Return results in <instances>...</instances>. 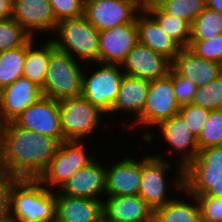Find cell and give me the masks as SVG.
Returning <instances> with one entry per match:
<instances>
[{
    "instance_id": "obj_16",
    "label": "cell",
    "mask_w": 222,
    "mask_h": 222,
    "mask_svg": "<svg viewBox=\"0 0 222 222\" xmlns=\"http://www.w3.org/2000/svg\"><path fill=\"white\" fill-rule=\"evenodd\" d=\"M138 12L128 0H103L84 7V17L99 32L133 22Z\"/></svg>"
},
{
    "instance_id": "obj_2",
    "label": "cell",
    "mask_w": 222,
    "mask_h": 222,
    "mask_svg": "<svg viewBox=\"0 0 222 222\" xmlns=\"http://www.w3.org/2000/svg\"><path fill=\"white\" fill-rule=\"evenodd\" d=\"M55 193L37 179H19L11 190L10 219L14 222H54Z\"/></svg>"
},
{
    "instance_id": "obj_42",
    "label": "cell",
    "mask_w": 222,
    "mask_h": 222,
    "mask_svg": "<svg viewBox=\"0 0 222 222\" xmlns=\"http://www.w3.org/2000/svg\"><path fill=\"white\" fill-rule=\"evenodd\" d=\"M206 8L218 12L222 15V0H205Z\"/></svg>"
},
{
    "instance_id": "obj_30",
    "label": "cell",
    "mask_w": 222,
    "mask_h": 222,
    "mask_svg": "<svg viewBox=\"0 0 222 222\" xmlns=\"http://www.w3.org/2000/svg\"><path fill=\"white\" fill-rule=\"evenodd\" d=\"M158 6L167 14L183 18L190 24L206 8L205 0H159Z\"/></svg>"
},
{
    "instance_id": "obj_7",
    "label": "cell",
    "mask_w": 222,
    "mask_h": 222,
    "mask_svg": "<svg viewBox=\"0 0 222 222\" xmlns=\"http://www.w3.org/2000/svg\"><path fill=\"white\" fill-rule=\"evenodd\" d=\"M118 66L121 65L103 63V66L88 78L82 74L81 96L104 114L112 113V106L124 75Z\"/></svg>"
},
{
    "instance_id": "obj_15",
    "label": "cell",
    "mask_w": 222,
    "mask_h": 222,
    "mask_svg": "<svg viewBox=\"0 0 222 222\" xmlns=\"http://www.w3.org/2000/svg\"><path fill=\"white\" fill-rule=\"evenodd\" d=\"M120 67H123V72L126 75L153 81L167 76L172 62L138 42L129 51Z\"/></svg>"
},
{
    "instance_id": "obj_10",
    "label": "cell",
    "mask_w": 222,
    "mask_h": 222,
    "mask_svg": "<svg viewBox=\"0 0 222 222\" xmlns=\"http://www.w3.org/2000/svg\"><path fill=\"white\" fill-rule=\"evenodd\" d=\"M160 129L164 140L168 142L171 149L179 150L182 155L179 158L177 177L174 180L175 186L181 191L184 190V168L198 155L199 149L197 138L191 133L182 116L177 113L170 119L163 121L157 126Z\"/></svg>"
},
{
    "instance_id": "obj_29",
    "label": "cell",
    "mask_w": 222,
    "mask_h": 222,
    "mask_svg": "<svg viewBox=\"0 0 222 222\" xmlns=\"http://www.w3.org/2000/svg\"><path fill=\"white\" fill-rule=\"evenodd\" d=\"M222 32V15L205 8L191 24L190 40H210Z\"/></svg>"
},
{
    "instance_id": "obj_25",
    "label": "cell",
    "mask_w": 222,
    "mask_h": 222,
    "mask_svg": "<svg viewBox=\"0 0 222 222\" xmlns=\"http://www.w3.org/2000/svg\"><path fill=\"white\" fill-rule=\"evenodd\" d=\"M33 41L34 37L26 43L23 77L42 87L45 82L50 55L56 48L52 39L39 47L40 49L34 48Z\"/></svg>"
},
{
    "instance_id": "obj_14",
    "label": "cell",
    "mask_w": 222,
    "mask_h": 222,
    "mask_svg": "<svg viewBox=\"0 0 222 222\" xmlns=\"http://www.w3.org/2000/svg\"><path fill=\"white\" fill-rule=\"evenodd\" d=\"M43 97L42 89L28 78L19 77L0 91V117L3 123L13 122L31 104Z\"/></svg>"
},
{
    "instance_id": "obj_37",
    "label": "cell",
    "mask_w": 222,
    "mask_h": 222,
    "mask_svg": "<svg viewBox=\"0 0 222 222\" xmlns=\"http://www.w3.org/2000/svg\"><path fill=\"white\" fill-rule=\"evenodd\" d=\"M201 222H222V197L195 196Z\"/></svg>"
},
{
    "instance_id": "obj_24",
    "label": "cell",
    "mask_w": 222,
    "mask_h": 222,
    "mask_svg": "<svg viewBox=\"0 0 222 222\" xmlns=\"http://www.w3.org/2000/svg\"><path fill=\"white\" fill-rule=\"evenodd\" d=\"M149 81L124 74L114 104L112 113L127 111L141 117L146 102Z\"/></svg>"
},
{
    "instance_id": "obj_31",
    "label": "cell",
    "mask_w": 222,
    "mask_h": 222,
    "mask_svg": "<svg viewBox=\"0 0 222 222\" xmlns=\"http://www.w3.org/2000/svg\"><path fill=\"white\" fill-rule=\"evenodd\" d=\"M190 104L209 111L222 109V75L208 84L197 87Z\"/></svg>"
},
{
    "instance_id": "obj_6",
    "label": "cell",
    "mask_w": 222,
    "mask_h": 222,
    "mask_svg": "<svg viewBox=\"0 0 222 222\" xmlns=\"http://www.w3.org/2000/svg\"><path fill=\"white\" fill-rule=\"evenodd\" d=\"M59 112L64 141H83L104 114L83 96L59 101Z\"/></svg>"
},
{
    "instance_id": "obj_26",
    "label": "cell",
    "mask_w": 222,
    "mask_h": 222,
    "mask_svg": "<svg viewBox=\"0 0 222 222\" xmlns=\"http://www.w3.org/2000/svg\"><path fill=\"white\" fill-rule=\"evenodd\" d=\"M195 204L173 199L154 211V222H201L200 209L195 196ZM190 203V204H189Z\"/></svg>"
},
{
    "instance_id": "obj_3",
    "label": "cell",
    "mask_w": 222,
    "mask_h": 222,
    "mask_svg": "<svg viewBox=\"0 0 222 222\" xmlns=\"http://www.w3.org/2000/svg\"><path fill=\"white\" fill-rule=\"evenodd\" d=\"M183 191L191 196L222 197V145L199 150L184 168Z\"/></svg>"
},
{
    "instance_id": "obj_33",
    "label": "cell",
    "mask_w": 222,
    "mask_h": 222,
    "mask_svg": "<svg viewBox=\"0 0 222 222\" xmlns=\"http://www.w3.org/2000/svg\"><path fill=\"white\" fill-rule=\"evenodd\" d=\"M198 149L222 145V109L209 111L208 118L197 138Z\"/></svg>"
},
{
    "instance_id": "obj_22",
    "label": "cell",
    "mask_w": 222,
    "mask_h": 222,
    "mask_svg": "<svg viewBox=\"0 0 222 222\" xmlns=\"http://www.w3.org/2000/svg\"><path fill=\"white\" fill-rule=\"evenodd\" d=\"M136 25L138 42L172 62L181 47L163 31L157 20L148 11H139Z\"/></svg>"
},
{
    "instance_id": "obj_9",
    "label": "cell",
    "mask_w": 222,
    "mask_h": 222,
    "mask_svg": "<svg viewBox=\"0 0 222 222\" xmlns=\"http://www.w3.org/2000/svg\"><path fill=\"white\" fill-rule=\"evenodd\" d=\"M173 89V72L163 78L149 81L147 98L141 117L135 125L156 126L179 112Z\"/></svg>"
},
{
    "instance_id": "obj_8",
    "label": "cell",
    "mask_w": 222,
    "mask_h": 222,
    "mask_svg": "<svg viewBox=\"0 0 222 222\" xmlns=\"http://www.w3.org/2000/svg\"><path fill=\"white\" fill-rule=\"evenodd\" d=\"M84 150L81 141H62L55 156L37 180L44 187L56 185L60 189L77 170L94 160Z\"/></svg>"
},
{
    "instance_id": "obj_41",
    "label": "cell",
    "mask_w": 222,
    "mask_h": 222,
    "mask_svg": "<svg viewBox=\"0 0 222 222\" xmlns=\"http://www.w3.org/2000/svg\"><path fill=\"white\" fill-rule=\"evenodd\" d=\"M130 1L139 11H147L149 8L158 5L159 0H128Z\"/></svg>"
},
{
    "instance_id": "obj_35",
    "label": "cell",
    "mask_w": 222,
    "mask_h": 222,
    "mask_svg": "<svg viewBox=\"0 0 222 222\" xmlns=\"http://www.w3.org/2000/svg\"><path fill=\"white\" fill-rule=\"evenodd\" d=\"M178 113L185 120L191 133L198 138L208 118L209 110L193 104H186L180 106Z\"/></svg>"
},
{
    "instance_id": "obj_32",
    "label": "cell",
    "mask_w": 222,
    "mask_h": 222,
    "mask_svg": "<svg viewBox=\"0 0 222 222\" xmlns=\"http://www.w3.org/2000/svg\"><path fill=\"white\" fill-rule=\"evenodd\" d=\"M32 36L13 18L0 20V52L25 45Z\"/></svg>"
},
{
    "instance_id": "obj_36",
    "label": "cell",
    "mask_w": 222,
    "mask_h": 222,
    "mask_svg": "<svg viewBox=\"0 0 222 222\" xmlns=\"http://www.w3.org/2000/svg\"><path fill=\"white\" fill-rule=\"evenodd\" d=\"M49 2L57 23L84 16L82 0H49Z\"/></svg>"
},
{
    "instance_id": "obj_11",
    "label": "cell",
    "mask_w": 222,
    "mask_h": 222,
    "mask_svg": "<svg viewBox=\"0 0 222 222\" xmlns=\"http://www.w3.org/2000/svg\"><path fill=\"white\" fill-rule=\"evenodd\" d=\"M14 122L36 134H44L56 138L60 143L64 141L62 133L59 101L42 97L31 104Z\"/></svg>"
},
{
    "instance_id": "obj_34",
    "label": "cell",
    "mask_w": 222,
    "mask_h": 222,
    "mask_svg": "<svg viewBox=\"0 0 222 222\" xmlns=\"http://www.w3.org/2000/svg\"><path fill=\"white\" fill-rule=\"evenodd\" d=\"M188 48L202 59L222 65V32L210 40H190Z\"/></svg>"
},
{
    "instance_id": "obj_40",
    "label": "cell",
    "mask_w": 222,
    "mask_h": 222,
    "mask_svg": "<svg viewBox=\"0 0 222 222\" xmlns=\"http://www.w3.org/2000/svg\"><path fill=\"white\" fill-rule=\"evenodd\" d=\"M13 0H0V20L11 19Z\"/></svg>"
},
{
    "instance_id": "obj_44",
    "label": "cell",
    "mask_w": 222,
    "mask_h": 222,
    "mask_svg": "<svg viewBox=\"0 0 222 222\" xmlns=\"http://www.w3.org/2000/svg\"><path fill=\"white\" fill-rule=\"evenodd\" d=\"M99 1H103V0H82L83 6L85 7L88 4H93Z\"/></svg>"
},
{
    "instance_id": "obj_23",
    "label": "cell",
    "mask_w": 222,
    "mask_h": 222,
    "mask_svg": "<svg viewBox=\"0 0 222 222\" xmlns=\"http://www.w3.org/2000/svg\"><path fill=\"white\" fill-rule=\"evenodd\" d=\"M172 68L191 80L197 87L208 84L222 75V65L197 56L189 48H181L172 61Z\"/></svg>"
},
{
    "instance_id": "obj_21",
    "label": "cell",
    "mask_w": 222,
    "mask_h": 222,
    "mask_svg": "<svg viewBox=\"0 0 222 222\" xmlns=\"http://www.w3.org/2000/svg\"><path fill=\"white\" fill-rule=\"evenodd\" d=\"M105 170V167L94 159L77 170L59 189L60 193L100 200L97 196L102 195L101 192L105 193Z\"/></svg>"
},
{
    "instance_id": "obj_38",
    "label": "cell",
    "mask_w": 222,
    "mask_h": 222,
    "mask_svg": "<svg viewBox=\"0 0 222 222\" xmlns=\"http://www.w3.org/2000/svg\"><path fill=\"white\" fill-rule=\"evenodd\" d=\"M174 95L179 106L190 104L197 86L188 78L178 74L172 67Z\"/></svg>"
},
{
    "instance_id": "obj_12",
    "label": "cell",
    "mask_w": 222,
    "mask_h": 222,
    "mask_svg": "<svg viewBox=\"0 0 222 222\" xmlns=\"http://www.w3.org/2000/svg\"><path fill=\"white\" fill-rule=\"evenodd\" d=\"M170 165L160 155L141 160V183L138 195L155 211L172 199L167 198L166 172Z\"/></svg>"
},
{
    "instance_id": "obj_13",
    "label": "cell",
    "mask_w": 222,
    "mask_h": 222,
    "mask_svg": "<svg viewBox=\"0 0 222 222\" xmlns=\"http://www.w3.org/2000/svg\"><path fill=\"white\" fill-rule=\"evenodd\" d=\"M138 43L136 18L133 22L99 32V64L121 65L129 51Z\"/></svg>"
},
{
    "instance_id": "obj_18",
    "label": "cell",
    "mask_w": 222,
    "mask_h": 222,
    "mask_svg": "<svg viewBox=\"0 0 222 222\" xmlns=\"http://www.w3.org/2000/svg\"><path fill=\"white\" fill-rule=\"evenodd\" d=\"M103 201L55 193V221L103 222Z\"/></svg>"
},
{
    "instance_id": "obj_39",
    "label": "cell",
    "mask_w": 222,
    "mask_h": 222,
    "mask_svg": "<svg viewBox=\"0 0 222 222\" xmlns=\"http://www.w3.org/2000/svg\"><path fill=\"white\" fill-rule=\"evenodd\" d=\"M19 179L16 177L0 176V221H12L11 213V190Z\"/></svg>"
},
{
    "instance_id": "obj_43",
    "label": "cell",
    "mask_w": 222,
    "mask_h": 222,
    "mask_svg": "<svg viewBox=\"0 0 222 222\" xmlns=\"http://www.w3.org/2000/svg\"><path fill=\"white\" fill-rule=\"evenodd\" d=\"M5 175L4 152H3V135H0V176Z\"/></svg>"
},
{
    "instance_id": "obj_45",
    "label": "cell",
    "mask_w": 222,
    "mask_h": 222,
    "mask_svg": "<svg viewBox=\"0 0 222 222\" xmlns=\"http://www.w3.org/2000/svg\"><path fill=\"white\" fill-rule=\"evenodd\" d=\"M3 125L4 123L2 122L1 117H0V135H2Z\"/></svg>"
},
{
    "instance_id": "obj_1",
    "label": "cell",
    "mask_w": 222,
    "mask_h": 222,
    "mask_svg": "<svg viewBox=\"0 0 222 222\" xmlns=\"http://www.w3.org/2000/svg\"><path fill=\"white\" fill-rule=\"evenodd\" d=\"M2 135L5 175L18 179H38L60 145L56 138L36 134L14 121L4 123Z\"/></svg>"
},
{
    "instance_id": "obj_28",
    "label": "cell",
    "mask_w": 222,
    "mask_h": 222,
    "mask_svg": "<svg viewBox=\"0 0 222 222\" xmlns=\"http://www.w3.org/2000/svg\"><path fill=\"white\" fill-rule=\"evenodd\" d=\"M26 44L0 52V91L23 76Z\"/></svg>"
},
{
    "instance_id": "obj_4",
    "label": "cell",
    "mask_w": 222,
    "mask_h": 222,
    "mask_svg": "<svg viewBox=\"0 0 222 222\" xmlns=\"http://www.w3.org/2000/svg\"><path fill=\"white\" fill-rule=\"evenodd\" d=\"M56 32L60 39L52 40L55 48L74 59L99 63V31L84 16L58 22Z\"/></svg>"
},
{
    "instance_id": "obj_17",
    "label": "cell",
    "mask_w": 222,
    "mask_h": 222,
    "mask_svg": "<svg viewBox=\"0 0 222 222\" xmlns=\"http://www.w3.org/2000/svg\"><path fill=\"white\" fill-rule=\"evenodd\" d=\"M12 18L32 37L35 31H55L57 21L49 0H13Z\"/></svg>"
},
{
    "instance_id": "obj_5",
    "label": "cell",
    "mask_w": 222,
    "mask_h": 222,
    "mask_svg": "<svg viewBox=\"0 0 222 222\" xmlns=\"http://www.w3.org/2000/svg\"><path fill=\"white\" fill-rule=\"evenodd\" d=\"M57 48L50 55L45 82L41 87L43 96L61 101L81 96L82 68L78 59Z\"/></svg>"
},
{
    "instance_id": "obj_19",
    "label": "cell",
    "mask_w": 222,
    "mask_h": 222,
    "mask_svg": "<svg viewBox=\"0 0 222 222\" xmlns=\"http://www.w3.org/2000/svg\"><path fill=\"white\" fill-rule=\"evenodd\" d=\"M103 214V222H154V211L139 195L109 196Z\"/></svg>"
},
{
    "instance_id": "obj_27",
    "label": "cell",
    "mask_w": 222,
    "mask_h": 222,
    "mask_svg": "<svg viewBox=\"0 0 222 222\" xmlns=\"http://www.w3.org/2000/svg\"><path fill=\"white\" fill-rule=\"evenodd\" d=\"M147 11L157 20L163 31L181 48L189 47L191 24L188 21L165 13L158 5Z\"/></svg>"
},
{
    "instance_id": "obj_20",
    "label": "cell",
    "mask_w": 222,
    "mask_h": 222,
    "mask_svg": "<svg viewBox=\"0 0 222 222\" xmlns=\"http://www.w3.org/2000/svg\"><path fill=\"white\" fill-rule=\"evenodd\" d=\"M141 183V161L126 158L105 170V195H138Z\"/></svg>"
}]
</instances>
